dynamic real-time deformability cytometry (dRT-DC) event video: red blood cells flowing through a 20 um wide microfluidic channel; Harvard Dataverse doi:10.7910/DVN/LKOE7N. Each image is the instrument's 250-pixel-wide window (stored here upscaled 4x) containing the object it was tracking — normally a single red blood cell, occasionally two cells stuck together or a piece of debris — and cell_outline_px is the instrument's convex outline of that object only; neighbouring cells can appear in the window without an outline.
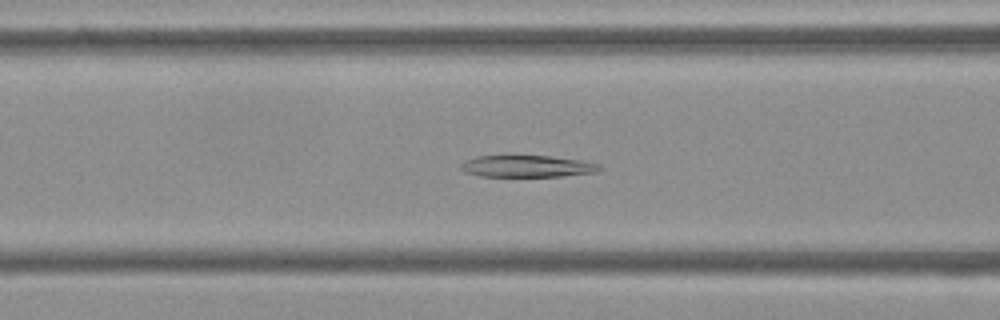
{"species": "Egyptian fruit bat (a non-hibernating species)", "species_latin": "Rousettus aegyptiacus", "temperature_condition": "cold", "stored_images_in_passage": 52, "camera_frame_rate_fps": 3000, "um_per_image_px": 0.085, "frame": {"image": 1, "passage_image": 20, "time_ms": 6.333, "image_size_px": [1000, 320], "cell_outline_px": [[604, 168], [596, 172], [560, 176], [480, 176], [464, 172], [460, 168], [460, 164], [464, 160], [476, 156], [552, 156], [580, 160], [600, 164]], "centroid_in_image_um": [44.8, 14.13], "position_along_channel_um": 121.8, "area_um2": 17.63}}
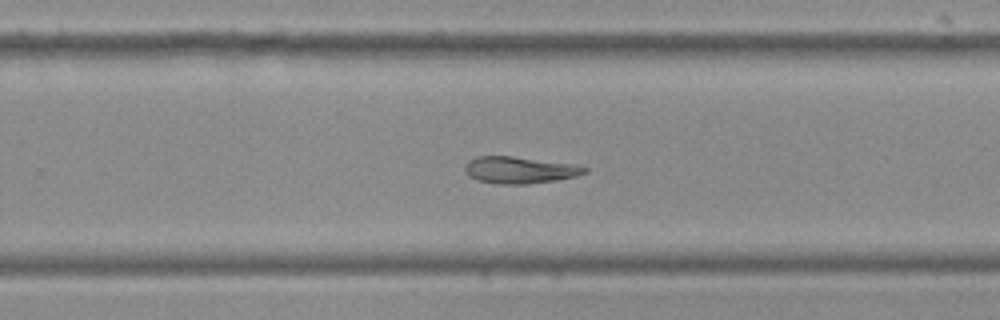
{"frame": {"image": 2, "passage_image": 33, "time_ms": 10.667, "image_size_px": [1000, 320], "cell_outline_px": [[588, 172], [576, 176], [556, 180], [524, 184], [496, 184], [476, 180], [464, 172], [464, 164], [468, 160], [476, 156], [512, 156], [576, 164], [588, 168]], "centroid_in_image_um": [44.14, 14.44], "position_along_channel_um": 285.7, "area_um2": 18.9}}
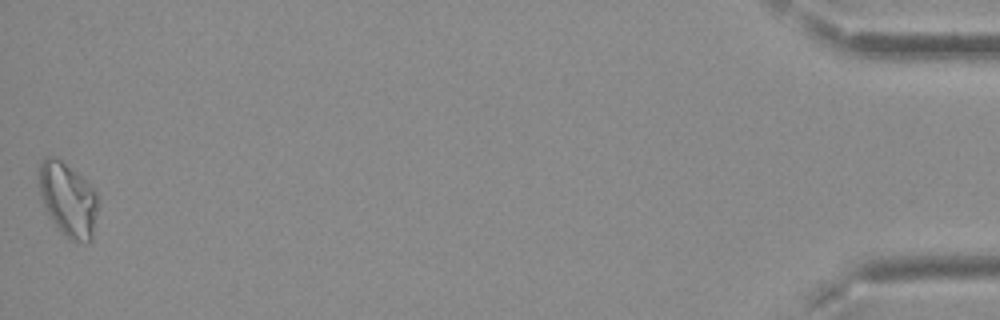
{"frame": {"image": 3, "passage_image": 52, "time_ms": 17.0, "image_size_px": [1000, 320], "cell_outline_px": [[96, 212], [92, 240], [72, 240], [60, 232], [48, 212], [44, 204], [40, 192], [40, 164], [44, 156], [52, 156], [60, 160], [76, 172], [96, 192]], "centroid_in_image_um": [5.77, 16.94], "position_along_channel_um": 429.4, "area_um2": 24.39}}